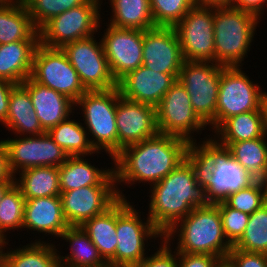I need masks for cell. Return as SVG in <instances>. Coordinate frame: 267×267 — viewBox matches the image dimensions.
Instances as JSON below:
<instances>
[{"mask_svg":"<svg viewBox=\"0 0 267 267\" xmlns=\"http://www.w3.org/2000/svg\"><path fill=\"white\" fill-rule=\"evenodd\" d=\"M193 148L187 140L161 133L125 146L112 164L119 197L128 198L120 185L130 188L141 182L144 183L141 186L159 182L185 160Z\"/></svg>","mask_w":267,"mask_h":267,"instance_id":"1","label":"cell"},{"mask_svg":"<svg viewBox=\"0 0 267 267\" xmlns=\"http://www.w3.org/2000/svg\"><path fill=\"white\" fill-rule=\"evenodd\" d=\"M149 188V210L146 215L163 236L194 208L207 203L201 180L200 158L194 151Z\"/></svg>","mask_w":267,"mask_h":267,"instance_id":"2","label":"cell"},{"mask_svg":"<svg viewBox=\"0 0 267 267\" xmlns=\"http://www.w3.org/2000/svg\"><path fill=\"white\" fill-rule=\"evenodd\" d=\"M163 237L172 247L176 239L177 243L173 248L176 252L209 254L223 258L228 256L233 247L224 234L216 203H206L194 208Z\"/></svg>","mask_w":267,"mask_h":267,"instance_id":"3","label":"cell"},{"mask_svg":"<svg viewBox=\"0 0 267 267\" xmlns=\"http://www.w3.org/2000/svg\"><path fill=\"white\" fill-rule=\"evenodd\" d=\"M210 136L212 135L201 138L203 141L200 140L193 151L200 158L205 201L216 203L223 201L229 194L248 187L255 179L225 149L210 141Z\"/></svg>","mask_w":267,"mask_h":267,"instance_id":"4","label":"cell"},{"mask_svg":"<svg viewBox=\"0 0 267 267\" xmlns=\"http://www.w3.org/2000/svg\"><path fill=\"white\" fill-rule=\"evenodd\" d=\"M260 21L248 11L214 7V62L225 67L243 66Z\"/></svg>","mask_w":267,"mask_h":267,"instance_id":"5","label":"cell"},{"mask_svg":"<svg viewBox=\"0 0 267 267\" xmlns=\"http://www.w3.org/2000/svg\"><path fill=\"white\" fill-rule=\"evenodd\" d=\"M119 89L87 90L75 102L76 111L81 109L80 118L88 133L91 145L98 152H104L112 159L118 154V132L116 108ZM79 108V109H77ZM86 126V127H85ZM91 137V138H90Z\"/></svg>","mask_w":267,"mask_h":267,"instance_id":"6","label":"cell"},{"mask_svg":"<svg viewBox=\"0 0 267 267\" xmlns=\"http://www.w3.org/2000/svg\"><path fill=\"white\" fill-rule=\"evenodd\" d=\"M132 203L129 198L117 200L115 267L139 265L149 254L146 251L148 245L151 244L148 240L153 239L155 242V240L164 238L149 217L142 218V212L135 208L134 203L131 205Z\"/></svg>","mask_w":267,"mask_h":267,"instance_id":"7","label":"cell"},{"mask_svg":"<svg viewBox=\"0 0 267 267\" xmlns=\"http://www.w3.org/2000/svg\"><path fill=\"white\" fill-rule=\"evenodd\" d=\"M103 0H87L50 19L40 30L39 40L44 46L62 48L76 40L101 32V5ZM99 30V31H98Z\"/></svg>","mask_w":267,"mask_h":267,"instance_id":"8","label":"cell"},{"mask_svg":"<svg viewBox=\"0 0 267 267\" xmlns=\"http://www.w3.org/2000/svg\"><path fill=\"white\" fill-rule=\"evenodd\" d=\"M222 65L215 62L184 61L178 81L187 90L193 110L212 132L216 129V107Z\"/></svg>","mask_w":267,"mask_h":267,"instance_id":"9","label":"cell"},{"mask_svg":"<svg viewBox=\"0 0 267 267\" xmlns=\"http://www.w3.org/2000/svg\"><path fill=\"white\" fill-rule=\"evenodd\" d=\"M156 116L159 133L180 137L194 147L198 144L196 134L208 127L193 110L190 96L178 79L156 107Z\"/></svg>","mask_w":267,"mask_h":267,"instance_id":"10","label":"cell"},{"mask_svg":"<svg viewBox=\"0 0 267 267\" xmlns=\"http://www.w3.org/2000/svg\"><path fill=\"white\" fill-rule=\"evenodd\" d=\"M242 66H222L216 107V128L235 115L261 109L264 90L250 80Z\"/></svg>","mask_w":267,"mask_h":267,"instance_id":"11","label":"cell"},{"mask_svg":"<svg viewBox=\"0 0 267 267\" xmlns=\"http://www.w3.org/2000/svg\"><path fill=\"white\" fill-rule=\"evenodd\" d=\"M30 77L74 103L87 91L62 48H51L39 43L34 52Z\"/></svg>","mask_w":267,"mask_h":267,"instance_id":"12","label":"cell"},{"mask_svg":"<svg viewBox=\"0 0 267 267\" xmlns=\"http://www.w3.org/2000/svg\"><path fill=\"white\" fill-rule=\"evenodd\" d=\"M173 28L184 61L214 62V7L195 4Z\"/></svg>","mask_w":267,"mask_h":267,"instance_id":"13","label":"cell"},{"mask_svg":"<svg viewBox=\"0 0 267 267\" xmlns=\"http://www.w3.org/2000/svg\"><path fill=\"white\" fill-rule=\"evenodd\" d=\"M96 36L67 43L62 50L86 90L113 89L117 82L110 71L102 41Z\"/></svg>","mask_w":267,"mask_h":267,"instance_id":"14","label":"cell"},{"mask_svg":"<svg viewBox=\"0 0 267 267\" xmlns=\"http://www.w3.org/2000/svg\"><path fill=\"white\" fill-rule=\"evenodd\" d=\"M1 141L6 148L8 165L14 177L32 167H60L68 158L47 132L38 136L8 137Z\"/></svg>","mask_w":267,"mask_h":267,"instance_id":"15","label":"cell"},{"mask_svg":"<svg viewBox=\"0 0 267 267\" xmlns=\"http://www.w3.org/2000/svg\"><path fill=\"white\" fill-rule=\"evenodd\" d=\"M106 24L101 38L113 78L118 82L128 72L143 65V30L117 28Z\"/></svg>","mask_w":267,"mask_h":267,"instance_id":"16","label":"cell"},{"mask_svg":"<svg viewBox=\"0 0 267 267\" xmlns=\"http://www.w3.org/2000/svg\"><path fill=\"white\" fill-rule=\"evenodd\" d=\"M62 210L69 226H82L105 212L120 197L116 186H86L60 193Z\"/></svg>","mask_w":267,"mask_h":267,"instance_id":"17","label":"cell"},{"mask_svg":"<svg viewBox=\"0 0 267 267\" xmlns=\"http://www.w3.org/2000/svg\"><path fill=\"white\" fill-rule=\"evenodd\" d=\"M143 65L164 74H179L184 63L173 27L156 26L143 31Z\"/></svg>","mask_w":267,"mask_h":267,"instance_id":"18","label":"cell"},{"mask_svg":"<svg viewBox=\"0 0 267 267\" xmlns=\"http://www.w3.org/2000/svg\"><path fill=\"white\" fill-rule=\"evenodd\" d=\"M118 153L125 147L159 133L156 108L123 98L119 92L116 108Z\"/></svg>","mask_w":267,"mask_h":267,"instance_id":"19","label":"cell"},{"mask_svg":"<svg viewBox=\"0 0 267 267\" xmlns=\"http://www.w3.org/2000/svg\"><path fill=\"white\" fill-rule=\"evenodd\" d=\"M178 76L156 72L141 65L123 76L117 82V87L123 98L156 108Z\"/></svg>","mask_w":267,"mask_h":267,"instance_id":"20","label":"cell"},{"mask_svg":"<svg viewBox=\"0 0 267 267\" xmlns=\"http://www.w3.org/2000/svg\"><path fill=\"white\" fill-rule=\"evenodd\" d=\"M21 85L29 92L37 118L46 132L69 116L75 117V103L68 97L36 82L30 76Z\"/></svg>","mask_w":267,"mask_h":267,"instance_id":"21","label":"cell"},{"mask_svg":"<svg viewBox=\"0 0 267 267\" xmlns=\"http://www.w3.org/2000/svg\"><path fill=\"white\" fill-rule=\"evenodd\" d=\"M68 227L60 196L26 199L23 220V229H26L23 231L33 230V234L36 231L39 235H54L53 239H59Z\"/></svg>","mask_w":267,"mask_h":267,"instance_id":"22","label":"cell"},{"mask_svg":"<svg viewBox=\"0 0 267 267\" xmlns=\"http://www.w3.org/2000/svg\"><path fill=\"white\" fill-rule=\"evenodd\" d=\"M85 156H68L58 167L59 185L62 192L86 186H116L113 166L98 168L92 165Z\"/></svg>","mask_w":267,"mask_h":267,"instance_id":"23","label":"cell"},{"mask_svg":"<svg viewBox=\"0 0 267 267\" xmlns=\"http://www.w3.org/2000/svg\"><path fill=\"white\" fill-rule=\"evenodd\" d=\"M47 239L48 242L43 236L15 249L7 248L6 245L10 246L9 240L0 243V267H60L59 247L56 248L60 243L55 245V242H49L51 238Z\"/></svg>","mask_w":267,"mask_h":267,"instance_id":"24","label":"cell"},{"mask_svg":"<svg viewBox=\"0 0 267 267\" xmlns=\"http://www.w3.org/2000/svg\"><path fill=\"white\" fill-rule=\"evenodd\" d=\"M15 136H38L46 133L37 118L29 92L16 85L9 97V109L3 124Z\"/></svg>","mask_w":267,"mask_h":267,"instance_id":"25","label":"cell"},{"mask_svg":"<svg viewBox=\"0 0 267 267\" xmlns=\"http://www.w3.org/2000/svg\"><path fill=\"white\" fill-rule=\"evenodd\" d=\"M40 40L0 44V78L20 85L32 71L33 56Z\"/></svg>","mask_w":267,"mask_h":267,"instance_id":"26","label":"cell"},{"mask_svg":"<svg viewBox=\"0 0 267 267\" xmlns=\"http://www.w3.org/2000/svg\"><path fill=\"white\" fill-rule=\"evenodd\" d=\"M59 238L70 247L65 256L58 251L60 267H109L82 227L69 226Z\"/></svg>","mask_w":267,"mask_h":267,"instance_id":"27","label":"cell"},{"mask_svg":"<svg viewBox=\"0 0 267 267\" xmlns=\"http://www.w3.org/2000/svg\"><path fill=\"white\" fill-rule=\"evenodd\" d=\"M22 40H39V31L23 0L0 4V44Z\"/></svg>","mask_w":267,"mask_h":267,"instance_id":"28","label":"cell"},{"mask_svg":"<svg viewBox=\"0 0 267 267\" xmlns=\"http://www.w3.org/2000/svg\"><path fill=\"white\" fill-rule=\"evenodd\" d=\"M225 149L255 180L267 181V135L234 143H214Z\"/></svg>","mask_w":267,"mask_h":267,"instance_id":"29","label":"cell"},{"mask_svg":"<svg viewBox=\"0 0 267 267\" xmlns=\"http://www.w3.org/2000/svg\"><path fill=\"white\" fill-rule=\"evenodd\" d=\"M213 133L210 139L213 143H234L264 137L262 110L244 112L225 119Z\"/></svg>","mask_w":267,"mask_h":267,"instance_id":"30","label":"cell"},{"mask_svg":"<svg viewBox=\"0 0 267 267\" xmlns=\"http://www.w3.org/2000/svg\"><path fill=\"white\" fill-rule=\"evenodd\" d=\"M116 224L117 201L105 212L87 220L81 226L109 267H115Z\"/></svg>","mask_w":267,"mask_h":267,"instance_id":"31","label":"cell"},{"mask_svg":"<svg viewBox=\"0 0 267 267\" xmlns=\"http://www.w3.org/2000/svg\"><path fill=\"white\" fill-rule=\"evenodd\" d=\"M14 178L25 199L60 196L58 167H32L19 172Z\"/></svg>","mask_w":267,"mask_h":267,"instance_id":"32","label":"cell"},{"mask_svg":"<svg viewBox=\"0 0 267 267\" xmlns=\"http://www.w3.org/2000/svg\"><path fill=\"white\" fill-rule=\"evenodd\" d=\"M47 133L68 156L89 157L101 153L91 145L88 133L80 119L75 120L72 116L50 128Z\"/></svg>","mask_w":267,"mask_h":267,"instance_id":"33","label":"cell"},{"mask_svg":"<svg viewBox=\"0 0 267 267\" xmlns=\"http://www.w3.org/2000/svg\"><path fill=\"white\" fill-rule=\"evenodd\" d=\"M112 10L108 24L117 28L148 30L156 27L150 0H107Z\"/></svg>","mask_w":267,"mask_h":267,"instance_id":"34","label":"cell"},{"mask_svg":"<svg viewBox=\"0 0 267 267\" xmlns=\"http://www.w3.org/2000/svg\"><path fill=\"white\" fill-rule=\"evenodd\" d=\"M26 199L14 183L5 193L0 203V243L8 241L9 233L22 231ZM12 230V231H11ZM11 231V232H10ZM7 234H6V233Z\"/></svg>","mask_w":267,"mask_h":267,"instance_id":"35","label":"cell"},{"mask_svg":"<svg viewBox=\"0 0 267 267\" xmlns=\"http://www.w3.org/2000/svg\"><path fill=\"white\" fill-rule=\"evenodd\" d=\"M233 247L246 252L267 254V203L250 214L242 237Z\"/></svg>","mask_w":267,"mask_h":267,"instance_id":"36","label":"cell"},{"mask_svg":"<svg viewBox=\"0 0 267 267\" xmlns=\"http://www.w3.org/2000/svg\"><path fill=\"white\" fill-rule=\"evenodd\" d=\"M267 181L255 180L248 187L229 194L223 201L231 208L252 214L266 204Z\"/></svg>","mask_w":267,"mask_h":267,"instance_id":"37","label":"cell"},{"mask_svg":"<svg viewBox=\"0 0 267 267\" xmlns=\"http://www.w3.org/2000/svg\"><path fill=\"white\" fill-rule=\"evenodd\" d=\"M87 0H23L34 26L39 31L50 19Z\"/></svg>","mask_w":267,"mask_h":267,"instance_id":"38","label":"cell"},{"mask_svg":"<svg viewBox=\"0 0 267 267\" xmlns=\"http://www.w3.org/2000/svg\"><path fill=\"white\" fill-rule=\"evenodd\" d=\"M195 0H150L155 26L174 27L195 5Z\"/></svg>","mask_w":267,"mask_h":267,"instance_id":"39","label":"cell"},{"mask_svg":"<svg viewBox=\"0 0 267 267\" xmlns=\"http://www.w3.org/2000/svg\"><path fill=\"white\" fill-rule=\"evenodd\" d=\"M222 220L224 234L234 246L242 237L250 215L229 207L224 201L216 202Z\"/></svg>","mask_w":267,"mask_h":267,"instance_id":"40","label":"cell"},{"mask_svg":"<svg viewBox=\"0 0 267 267\" xmlns=\"http://www.w3.org/2000/svg\"><path fill=\"white\" fill-rule=\"evenodd\" d=\"M160 242L159 248L156 249L157 251L147 256L135 267H178L177 252L173 251L171 244L164 238Z\"/></svg>","mask_w":267,"mask_h":267,"instance_id":"41","label":"cell"},{"mask_svg":"<svg viewBox=\"0 0 267 267\" xmlns=\"http://www.w3.org/2000/svg\"><path fill=\"white\" fill-rule=\"evenodd\" d=\"M228 257L237 267H267V254L246 252L232 247Z\"/></svg>","mask_w":267,"mask_h":267,"instance_id":"42","label":"cell"},{"mask_svg":"<svg viewBox=\"0 0 267 267\" xmlns=\"http://www.w3.org/2000/svg\"><path fill=\"white\" fill-rule=\"evenodd\" d=\"M219 258L209 254L177 252L178 267H214Z\"/></svg>","mask_w":267,"mask_h":267,"instance_id":"43","label":"cell"},{"mask_svg":"<svg viewBox=\"0 0 267 267\" xmlns=\"http://www.w3.org/2000/svg\"><path fill=\"white\" fill-rule=\"evenodd\" d=\"M267 0H234L231 7L239 10L248 11L256 15L260 20L267 9Z\"/></svg>","mask_w":267,"mask_h":267,"instance_id":"44","label":"cell"},{"mask_svg":"<svg viewBox=\"0 0 267 267\" xmlns=\"http://www.w3.org/2000/svg\"><path fill=\"white\" fill-rule=\"evenodd\" d=\"M16 84L0 78V125L4 124L7 119L9 109V97L12 89Z\"/></svg>","mask_w":267,"mask_h":267,"instance_id":"45","label":"cell"},{"mask_svg":"<svg viewBox=\"0 0 267 267\" xmlns=\"http://www.w3.org/2000/svg\"><path fill=\"white\" fill-rule=\"evenodd\" d=\"M1 181H15V178L8 165L6 148L0 140V182Z\"/></svg>","mask_w":267,"mask_h":267,"instance_id":"46","label":"cell"},{"mask_svg":"<svg viewBox=\"0 0 267 267\" xmlns=\"http://www.w3.org/2000/svg\"><path fill=\"white\" fill-rule=\"evenodd\" d=\"M234 0H195L196 4L212 7L232 6Z\"/></svg>","mask_w":267,"mask_h":267,"instance_id":"47","label":"cell"},{"mask_svg":"<svg viewBox=\"0 0 267 267\" xmlns=\"http://www.w3.org/2000/svg\"><path fill=\"white\" fill-rule=\"evenodd\" d=\"M261 110H262V115H263L264 130H265V134L267 135V92L266 90L264 91L263 96H262Z\"/></svg>","mask_w":267,"mask_h":267,"instance_id":"48","label":"cell"},{"mask_svg":"<svg viewBox=\"0 0 267 267\" xmlns=\"http://www.w3.org/2000/svg\"><path fill=\"white\" fill-rule=\"evenodd\" d=\"M214 267H237L234 262L227 256L219 258Z\"/></svg>","mask_w":267,"mask_h":267,"instance_id":"49","label":"cell"},{"mask_svg":"<svg viewBox=\"0 0 267 267\" xmlns=\"http://www.w3.org/2000/svg\"><path fill=\"white\" fill-rule=\"evenodd\" d=\"M15 183V181H1L0 182V203L7 190Z\"/></svg>","mask_w":267,"mask_h":267,"instance_id":"50","label":"cell"},{"mask_svg":"<svg viewBox=\"0 0 267 267\" xmlns=\"http://www.w3.org/2000/svg\"><path fill=\"white\" fill-rule=\"evenodd\" d=\"M18 0H0V4H10V3H14Z\"/></svg>","mask_w":267,"mask_h":267,"instance_id":"51","label":"cell"}]
</instances>
